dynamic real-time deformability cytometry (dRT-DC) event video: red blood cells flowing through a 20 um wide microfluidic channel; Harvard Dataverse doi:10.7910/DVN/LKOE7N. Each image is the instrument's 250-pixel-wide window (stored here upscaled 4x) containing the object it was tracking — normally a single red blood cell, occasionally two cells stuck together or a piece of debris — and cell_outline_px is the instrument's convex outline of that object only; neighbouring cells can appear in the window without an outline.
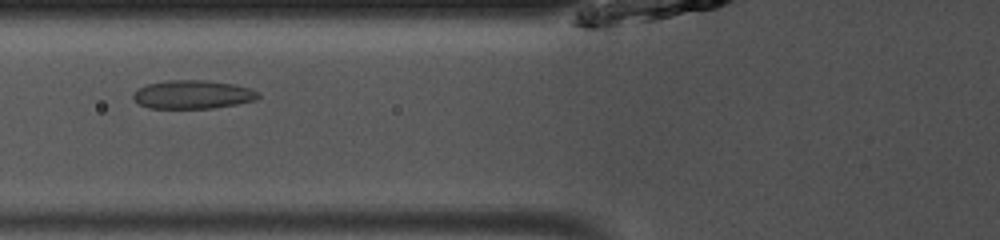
{"species": "common noctule bat (a hibernating species)", "species_latin": "Nyctalus noctula", "temperature_condition": "room temperature", "stored_images_in_passage": 36, "camera_frame_rate_fps": 3000, "um_per_image_px": 0.085, "animal": {"sex": "male", "body_mass_g": 13.0, "forearm_length_mm": 53.1}, "frame": {"image": 1, "passage_image": 7, "time_ms": 2.0, "image_size_px": [1000, 240], "cell_outline_px": [[260, 96], [256, 100], [236, 104], [212, 108], [148, 108], [140, 104], [132, 96], [140, 88], [148, 84], [168, 80], [204, 80], [236, 84], [252, 88], [260, 92]], "centroid_in_image_um": [16.46, 8.03], "position_along_channel_um": 109.3, "area_um2": 20.75}}
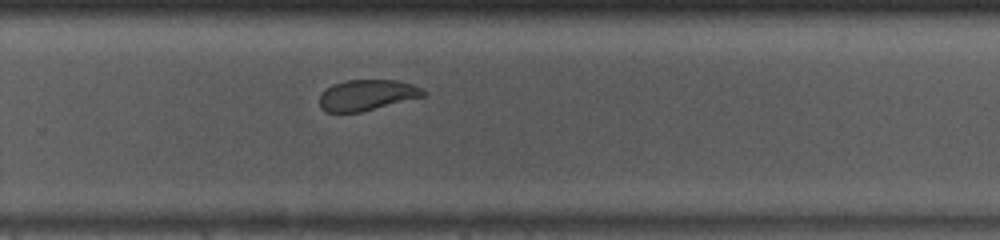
{"frame": {"image": 2, "passage_image": 21, "time_ms": 6.667, "image_size_px": [1000, 240], "cell_outline_px": [[428, 92], [424, 96], [360, 112], [328, 112], [320, 108], [320, 96], [332, 84], [348, 80], [396, 80], [412, 84], [424, 88]], "centroid_in_image_um": [31.23, 8.07], "position_along_channel_um": 298.6, "area_um2": 18.5}}
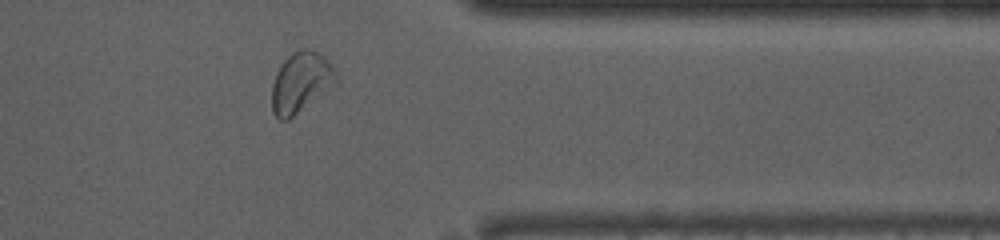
{"frame": {"image": 3, "passage_image": 28, "time_ms": 9.0, "image_size_px": [1000, 240], "cell_outline_px": [[340, 80], [336, 84], [288, 120], [280, 120], [272, 112], [272, 84], [276, 72], [280, 64], [292, 52], [304, 48], [312, 48], [324, 56], [332, 64]], "centroid_in_image_um": [25.59, 6.97], "position_along_channel_um": 385.8, "area_um2": 22.89}}